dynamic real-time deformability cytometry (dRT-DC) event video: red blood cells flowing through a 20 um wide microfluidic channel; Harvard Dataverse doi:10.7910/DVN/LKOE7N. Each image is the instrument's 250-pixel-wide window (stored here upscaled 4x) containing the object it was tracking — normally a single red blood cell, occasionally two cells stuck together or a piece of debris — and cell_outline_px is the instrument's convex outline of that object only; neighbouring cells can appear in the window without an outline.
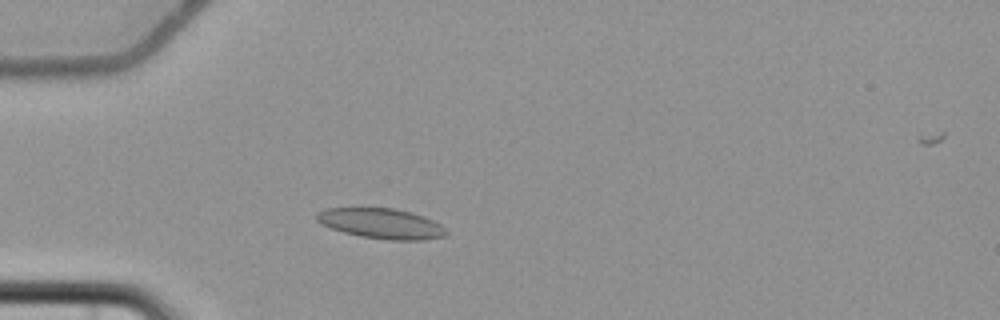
{"species": "common noctule bat (a hibernating species)", "species_latin": "Nyctalus noctula", "temperature_condition": "cold", "stored_images_in_passage": 4, "camera_frame_rate_fps": 3000, "um_per_image_px": 0.085, "animal": {"sex": "female", "body_mass_g": 22.7, "forearm_length_mm": 54.2}, "frame": {"image": 1, "passage_image": 3, "time_ms": 2.333, "image_size_px": [1000, 320], "cell_outline_px": [[448, 232], [444, 236], [424, 240], [388, 240], [360, 236], [344, 232], [320, 224], [316, 220], [316, 212], [324, 208], [392, 208], [424, 216], [440, 224]], "centroid_in_image_um": [32.38, 19.0], "position_along_channel_um": 52.6, "area_um2": 22.77}}